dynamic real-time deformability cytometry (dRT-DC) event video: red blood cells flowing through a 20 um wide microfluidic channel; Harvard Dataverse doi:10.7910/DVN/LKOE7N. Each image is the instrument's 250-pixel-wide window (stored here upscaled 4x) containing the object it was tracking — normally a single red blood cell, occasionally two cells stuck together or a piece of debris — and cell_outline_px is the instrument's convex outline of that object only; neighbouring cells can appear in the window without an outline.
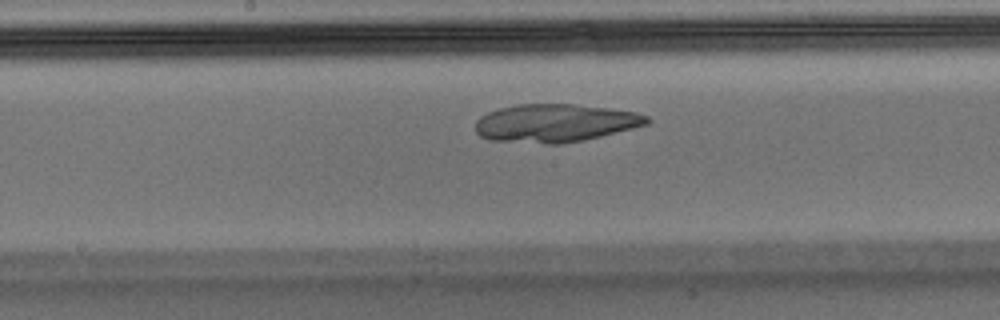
{"species": "Egyptian fruit bat (a non-hibernating species)", "species_latin": "Rousettus aegyptiacus", "temperature_condition": "warm", "stored_images_in_passage": 31, "camera_frame_rate_fps": 3000, "um_per_image_px": 0.085, "animal": {"sex": "male"}, "frame": {"image": 1, "passage_image": 14, "time_ms": 4.333, "image_size_px": [1000, 320], "cell_outline_px": [[652, 120], [648, 124], [584, 140], [560, 144], [544, 144], [488, 140], [480, 136], [476, 132], [476, 120], [480, 116], [488, 112], [500, 108], [516, 104], [576, 104], [608, 108], [636, 112], [648, 116]], "centroid_in_image_um": [47.17, 10.46], "position_along_channel_um": 201.0, "area_um2": 38.21}}